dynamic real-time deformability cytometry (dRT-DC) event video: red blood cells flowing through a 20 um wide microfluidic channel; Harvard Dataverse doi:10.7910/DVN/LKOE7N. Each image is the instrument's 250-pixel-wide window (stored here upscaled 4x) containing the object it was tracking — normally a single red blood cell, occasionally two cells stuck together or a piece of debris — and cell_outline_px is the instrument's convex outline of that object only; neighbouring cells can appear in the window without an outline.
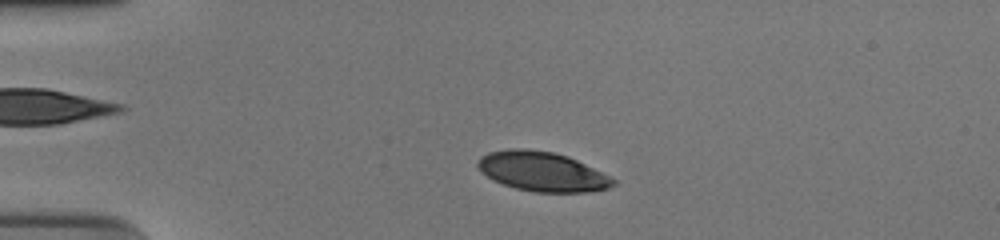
{"species": "human", "species_latin": "Homo sapiens", "temperature_condition": "cold", "stored_images_in_passage": 49, "camera_frame_rate_fps": 3000, "um_per_image_px": 0.085, "donor": {"sex": "male"}, "frame": {"image": 1, "passage_image": 7, "time_ms": 2.0, "image_size_px": [1000, 240], "cell_outline_px": [[616, 184], [608, 188], [584, 192], [536, 192], [516, 188], [492, 180], [476, 164], [476, 160], [480, 156], [488, 152], [508, 148], [528, 148], [552, 152], [568, 156], [616, 180]], "centroid_in_image_um": [46.04, 14.57], "position_along_channel_um": 39.0, "area_um2": 30.92}}
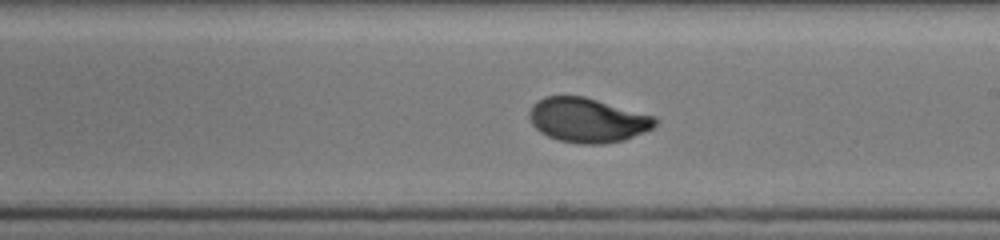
{"frame": {"image": 2, "passage_image": 27, "time_ms": 8.667, "image_size_px": [1000, 240], "cell_outline_px": [[660, 120], [652, 128], [644, 132], [624, 140], [604, 144], [580, 144], [560, 140], [548, 136], [540, 132], [532, 124], [528, 116], [528, 112], [532, 104], [544, 96], [584, 96], [656, 116]], "centroid_in_image_um": [49.95, 10.2], "position_along_channel_um": 239.1, "area_um2": 32.83}}
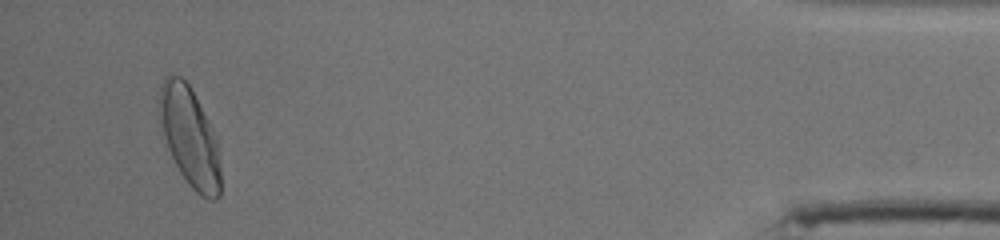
{"frame": {"image": 3, "passage_image": 47, "time_ms": 15.333, "image_size_px": [1000, 240], "cell_outline_px": [[220, 196], [216, 200], [208, 200], [200, 196], [188, 184], [180, 172], [168, 148], [160, 124], [160, 88], [164, 80], [168, 76], [180, 76], [188, 84], [208, 120], [216, 136], [220, 168]], "centroid_in_image_um": [16.15, 11.7], "position_along_channel_um": 419.1, "area_um2": 34.8}, "authors_computed_cell_mechanics": {"area_um2": 32.5414, "velocity_mm_per_s": 3.6768, "shape_relaxation_time_tau1_ms": 3.53, "shape_relaxation_time_tau2_ms": null, "deformation_change_tau1": 0.1599, "deformation_change_tau2": null}}